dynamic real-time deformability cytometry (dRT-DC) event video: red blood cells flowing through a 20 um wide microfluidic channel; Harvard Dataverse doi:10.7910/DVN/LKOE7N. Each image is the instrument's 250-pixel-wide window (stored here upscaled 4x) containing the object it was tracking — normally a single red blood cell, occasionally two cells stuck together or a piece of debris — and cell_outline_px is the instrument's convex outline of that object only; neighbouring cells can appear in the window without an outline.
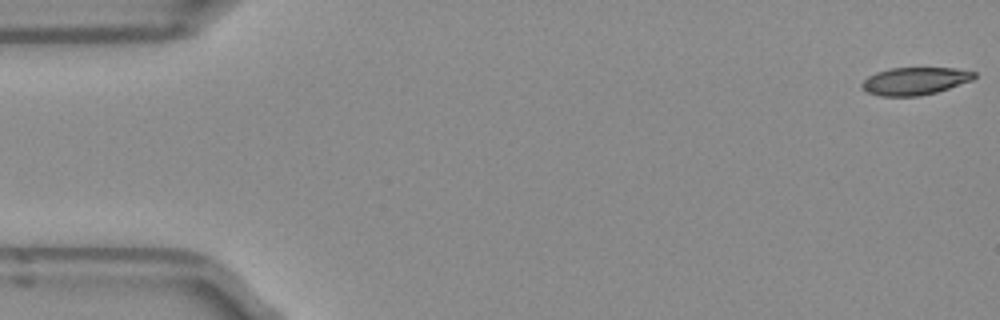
{"species": "Egyptian fruit bat (a non-hibernating species)", "species_latin": "Rousettus aegyptiacus", "temperature_condition": "room temperature", "stored_images_in_passage": 51, "camera_frame_rate_fps": 3000, "um_per_image_px": 0.085, "frame": {"image": 1, "passage_image": 1, "time_ms": 0.0, "image_size_px": [1000, 320], "cell_outline_px": [[976, 76], [972, 80], [936, 92], [916, 96], [880, 96], [868, 92], [860, 88], [860, 84], [868, 76], [876, 72], [892, 68], [952, 68], [976, 72]], "centroid_in_image_um": [77.73, 6.89], "position_along_channel_um": 7.3, "area_um2": 17.92}}
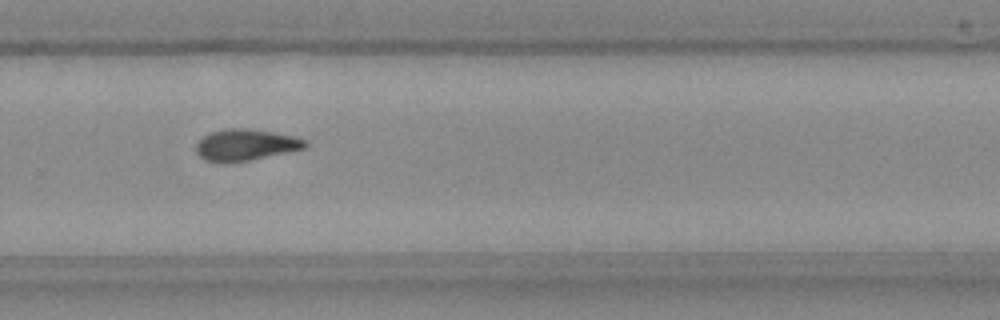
{"frame": {"image": 2, "passage_image": 34, "time_ms": 11.0, "image_size_px": [1000, 320], "cell_outline_px": [[308, 144], [304, 148], [248, 160], [228, 164], [220, 164], [204, 160], [196, 152], [196, 144], [204, 136], [212, 132], [228, 128], [248, 128], [272, 132], [292, 136], [304, 140]], "centroid_in_image_um": [20.8, 12.33], "position_along_channel_um": 309.0, "area_um2": 19.83}}
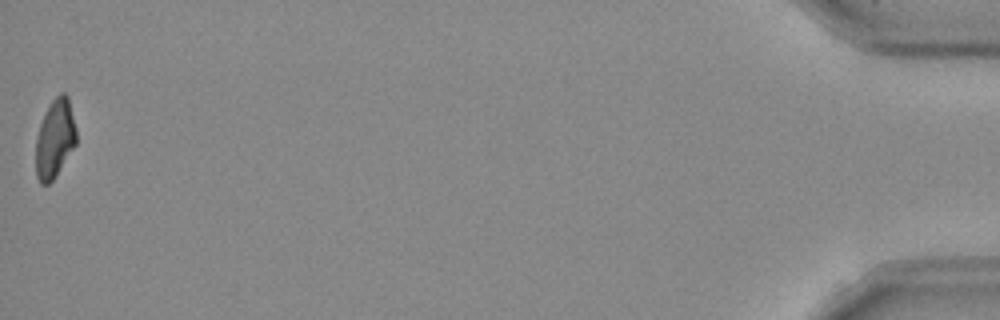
{"frame": {"image": 3, "passage_image": 51, "time_ms": 16.667, "image_size_px": [1000, 320], "cell_outline_px": [[76, 144], [52, 180], [48, 184], [40, 184], [36, 176], [36, 140], [40, 124], [44, 112], [52, 100], [60, 92], [64, 92], [68, 96], [76, 128]], "centroid_in_image_um": [4.66, 11.76], "position_along_channel_um": 430.5, "area_um2": 18.44}, "authors_computed_cell_mechanics": {"area_um2": 19.5364, "velocity_mm_per_s": 3.9674, "shape_relaxation_time_tau1_ms": 10.0213, "shape_relaxation_time_tau2_ms": null, "deformation_change_tau1": 0.2362, "deformation_change_tau2": null}}